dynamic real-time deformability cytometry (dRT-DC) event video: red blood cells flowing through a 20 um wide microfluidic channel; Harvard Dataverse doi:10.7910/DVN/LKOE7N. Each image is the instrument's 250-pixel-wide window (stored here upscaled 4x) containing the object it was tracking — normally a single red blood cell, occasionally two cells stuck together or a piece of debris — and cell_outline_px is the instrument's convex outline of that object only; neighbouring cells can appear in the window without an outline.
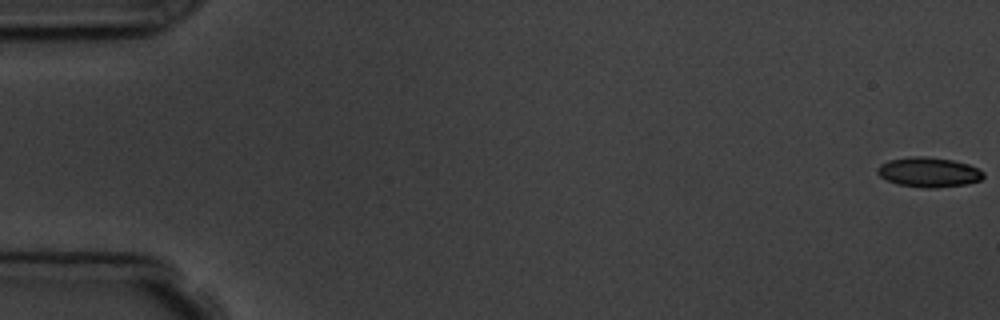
{"species": "common noctule bat (a hibernating species)", "species_latin": "Nyctalus noctula", "temperature_condition": "room temperature", "stored_images_in_passage": 6, "camera_frame_rate_fps": 3000, "um_per_image_px": 0.085, "animal": {"sex": "male", "body_mass_g": 19.5, "forearm_length_mm": 54.6}, "frame": {"image": 1, "passage_image": 1, "time_ms": 0.0, "image_size_px": [1000, 320], "cell_outline_px": [[984, 176], [980, 180], [968, 184], [936, 188], [924, 188], [896, 184], [880, 176], [876, 172], [876, 168], [880, 164], [888, 160], [912, 156], [928, 156], [952, 160], [968, 164], [980, 168], [984, 172]], "centroid_in_image_um": [78.95, 14.63], "position_along_channel_um": 6.1, "area_um2": 18.67}}
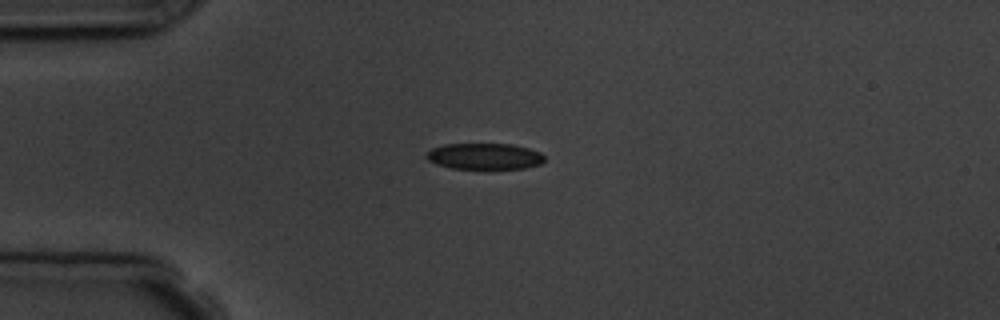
{"frame": {"image": 2, "passage_image": 5, "time_ms": 4.667, "image_size_px": [1000, 320], "cell_outline_px": [[544, 160], [540, 164], [524, 168], [452, 168], [436, 164], [428, 160], [424, 156], [432, 148], [444, 144], [512, 144], [528, 148], [540, 152], [544, 156]], "centroid_in_image_um": [41.17, 13.27], "position_along_channel_um": 43.8, "area_um2": 17.86}}